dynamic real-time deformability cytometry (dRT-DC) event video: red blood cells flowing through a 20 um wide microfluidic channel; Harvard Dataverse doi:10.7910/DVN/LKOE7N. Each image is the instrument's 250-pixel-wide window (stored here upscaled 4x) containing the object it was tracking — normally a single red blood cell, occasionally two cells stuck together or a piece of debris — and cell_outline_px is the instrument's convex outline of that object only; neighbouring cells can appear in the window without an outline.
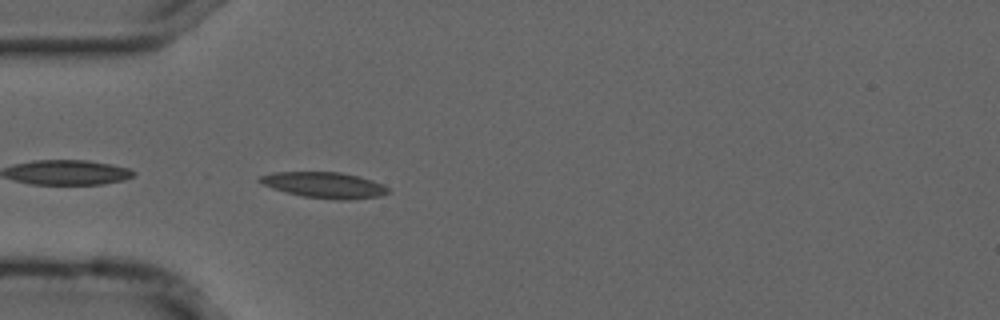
{"species": "common noctule bat (a hibernating species)", "species_latin": "Nyctalus noctula", "temperature_condition": "cold", "stored_images_in_passage": 29, "camera_frame_rate_fps": 3000, "um_per_image_px": 0.085, "animal": {"sex": "male", "forearm_length_mm": 52.5}, "frame": {"image": 1, "passage_image": 2, "time_ms": 0.333, "image_size_px": [1000, 320], "cell_outline_px": [[392, 192], [380, 196], [348, 200], [336, 200], [304, 196], [272, 188], [256, 180], [260, 176], [272, 172], [340, 172], [372, 180], [388, 188]], "centroid_in_image_um": [27.58, 15.73], "position_along_channel_um": 57.4, "area_um2": 19.19}}
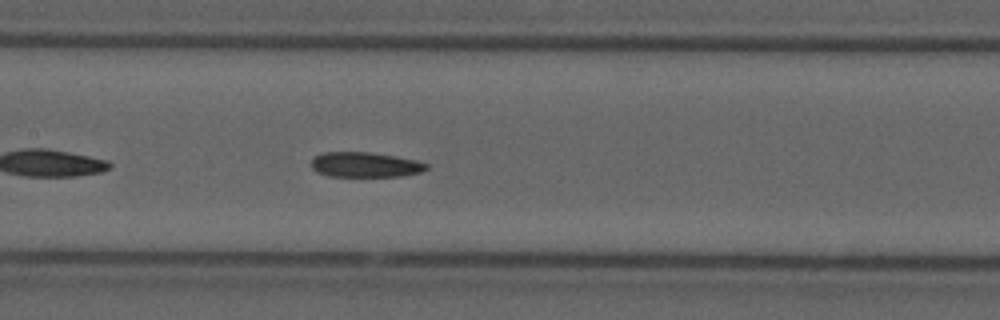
{"frame": {"image": 2, "passage_image": 12, "time_ms": 3.667, "image_size_px": [1000, 320], "cell_outline_px": [[428, 168], [420, 172], [400, 176], [328, 176], [316, 172], [312, 168], [312, 160], [316, 156], [324, 152], [368, 152], [392, 156], [412, 160], [428, 164]], "centroid_in_image_um": [30.99, 14.01], "position_along_channel_um": 176.4, "area_um2": 16.47}}
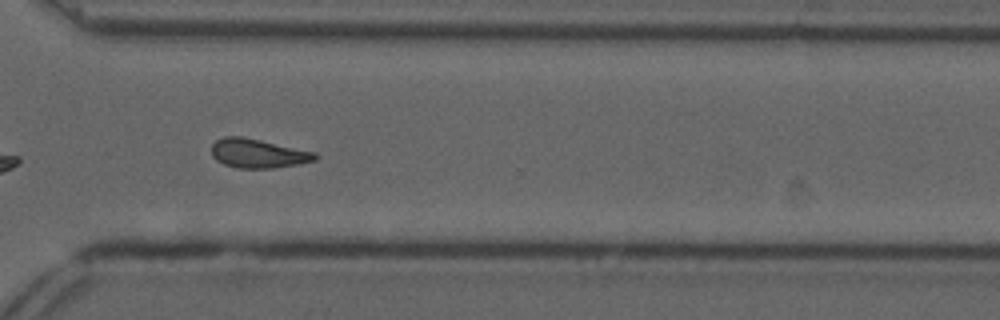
{"frame": {"image": 3, "passage_image": 26, "time_ms": 8.333, "image_size_px": [1000, 320], "cell_outline_px": [[320, 156], [316, 160], [300, 164], [272, 168], [236, 168], [224, 164], [216, 160], [212, 156], [212, 144], [216, 140], [224, 136], [240, 136], [260, 140], [316, 152]], "centroid_in_image_um": [21.95, 13.04], "position_along_channel_um": 348.7, "area_um2": 17.63}, "authors_computed_cell_mechanics": {"area_um2": 17.629, "velocity_mm_per_s": 3.6929, "shape_relaxation_time_tau1_ms": null, "shape_relaxation_time_tau2_ms": 7.5925, "deformation_change_tau1": null, "deformation_change_tau2": 0.1554}}